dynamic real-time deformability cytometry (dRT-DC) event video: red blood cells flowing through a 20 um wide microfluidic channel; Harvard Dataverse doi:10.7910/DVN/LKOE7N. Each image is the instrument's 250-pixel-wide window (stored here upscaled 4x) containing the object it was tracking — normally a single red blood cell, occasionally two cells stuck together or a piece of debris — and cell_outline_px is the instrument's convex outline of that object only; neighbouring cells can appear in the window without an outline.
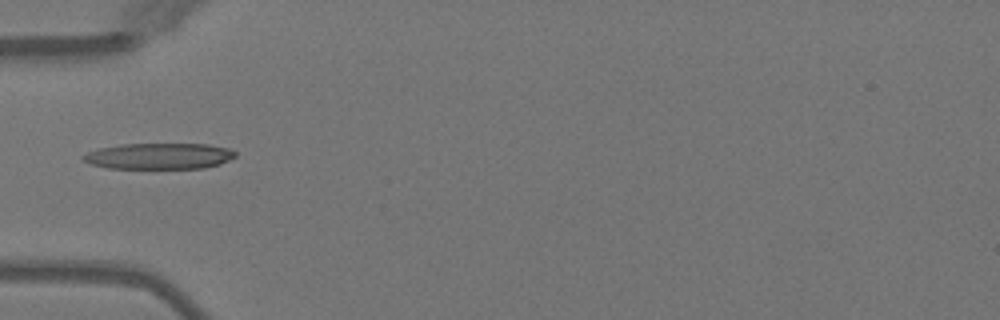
{"species": "Egyptian fruit bat (a non-hibernating species)", "species_latin": "Rousettus aegyptiacus", "temperature_condition": "warm", "stored_images_in_passage": 2, "camera_frame_rate_fps": 3000, "um_per_image_px": 0.085, "animal": {"sex": "female"}, "frame": {"image": 1, "passage_image": 2, "time_ms": 1.333, "image_size_px": [1000, 320], "cell_outline_px": [[236, 156], [220, 164], [204, 168], [108, 168], [92, 164], [84, 160], [80, 156], [88, 152], [100, 148], [120, 144], [208, 144], [232, 148], [236, 152]], "centroid_in_image_um": [13.56, 13.26], "position_along_channel_um": 71.4, "area_um2": 23.12}}